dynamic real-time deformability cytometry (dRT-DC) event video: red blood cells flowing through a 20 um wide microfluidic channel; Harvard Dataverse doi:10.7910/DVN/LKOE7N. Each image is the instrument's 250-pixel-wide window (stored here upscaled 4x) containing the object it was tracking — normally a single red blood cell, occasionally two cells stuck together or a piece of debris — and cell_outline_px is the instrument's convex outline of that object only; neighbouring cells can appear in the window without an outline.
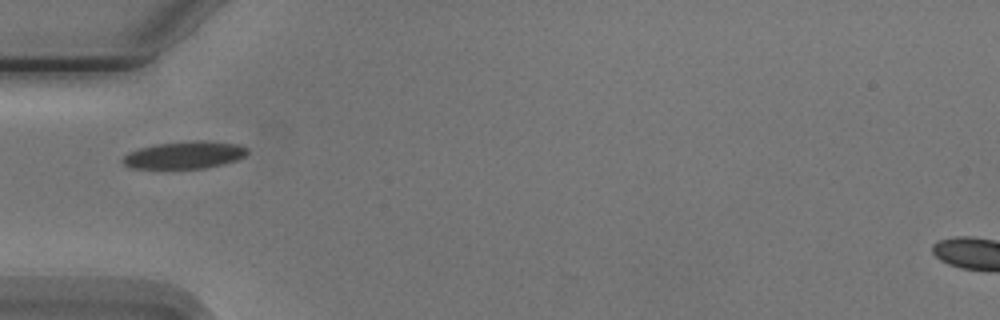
{"species": "Egyptian fruit bat (a non-hibernating species)", "species_latin": "Rousettus aegyptiacus", "temperature_condition": "cold", "stored_images_in_passage": 4, "camera_frame_rate_fps": 3000, "um_per_image_px": 0.085, "animal": {"sex": "male"}, "frame": {"image": 1, "passage_image": 1, "time_ms": 0.0, "image_size_px": [1000, 320], "cell_outline_px": [[248, 152], [240, 160], [224, 164], [204, 168], [132, 168], [124, 164], [120, 160], [128, 152], [140, 148], [160, 144], [200, 140], [236, 144], [248, 148]], "centroid_in_image_um": [15.71, 13.19], "position_along_channel_um": 69.3, "area_um2": 19.65}}
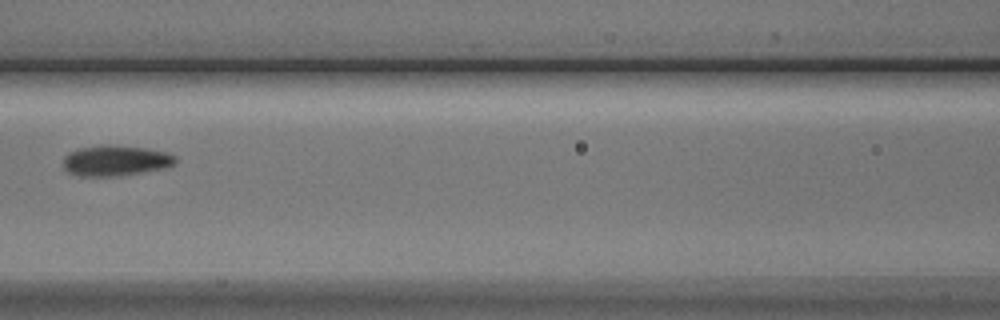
{"frame": {"image": 2, "passage_image": 3, "time_ms": 2.333, "image_size_px": [1000, 320], "cell_outline_px": [[176, 160], [172, 164], [164, 168], [120, 176], [80, 176], [68, 172], [64, 168], [64, 156], [68, 152], [80, 148], [104, 144], [112, 144], [144, 148], [168, 152], [176, 156]], "centroid_in_image_um": [9.8, 13.64], "position_along_channel_um": 156.8, "area_um2": 20.06}}
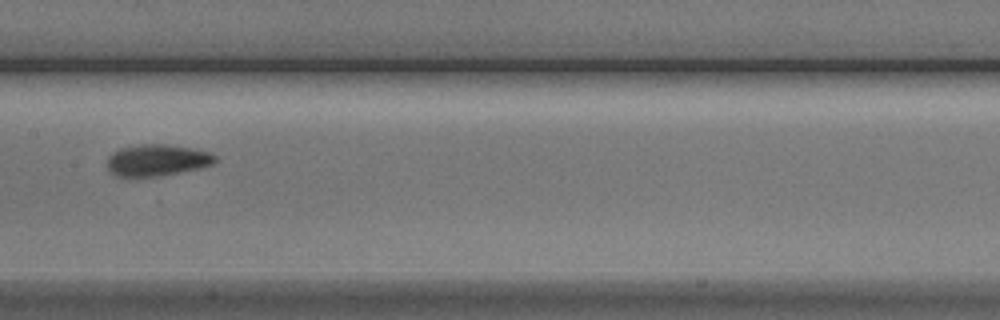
{"frame": {"image": 3, "passage_image": 4, "time_ms": 3.333, "image_size_px": [1000, 320], "cell_outline_px": [[216, 160], [212, 164], [200, 168], [180, 172], [156, 176], [116, 176], [108, 168], [108, 156], [112, 152], [120, 148], [140, 144], [164, 144], [188, 148], [208, 152], [216, 156]], "centroid_in_image_um": [13.32, 13.61], "position_along_channel_um": 194.1, "area_um2": 19.54}}